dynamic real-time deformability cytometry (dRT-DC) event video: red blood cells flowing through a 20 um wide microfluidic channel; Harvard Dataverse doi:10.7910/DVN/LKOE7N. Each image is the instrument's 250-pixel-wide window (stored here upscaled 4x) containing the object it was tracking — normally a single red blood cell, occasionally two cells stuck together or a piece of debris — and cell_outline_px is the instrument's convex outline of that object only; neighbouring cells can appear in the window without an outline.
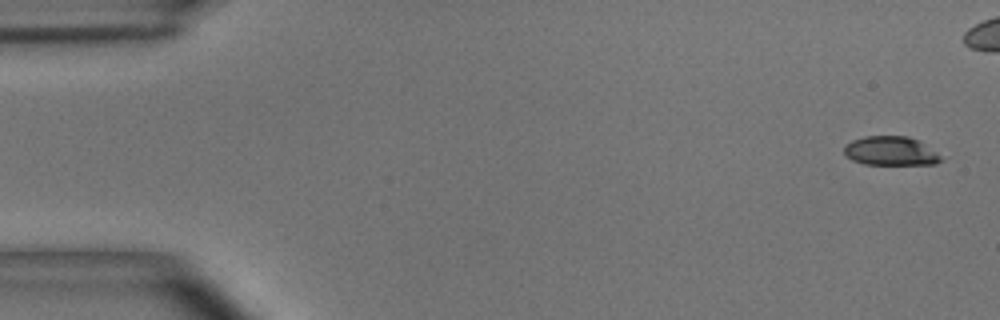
{"species": "common noctule bat (a hibernating species)", "species_latin": "Nyctalus noctula", "temperature_condition": "room temperature", "stored_images_in_passage": 7, "camera_frame_rate_fps": 3000, "um_per_image_px": 0.085, "animal": {"sex": "male", "body_mass_g": 15.6}, "frame": {"image": 1, "passage_image": 1, "time_ms": 0.0, "image_size_px": [1000, 320], "cell_outline_px": [[944, 160], [936, 164], [864, 164], [852, 160], [844, 152], [844, 148], [852, 140], [864, 136], [908, 136], [920, 140], [936, 152]], "centroid_in_image_um": [75.74, 12.83], "position_along_channel_um": 9.3, "area_um2": 16.36}}
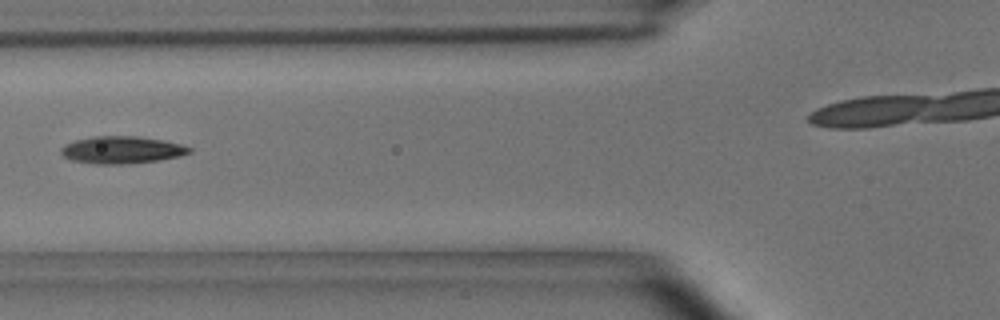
{"frame": {"image": 2, "passage_image": 6, "time_ms": 1.667, "image_size_px": [1000, 320], "cell_outline_px": [[192, 152], [180, 156], [160, 160], [120, 164], [96, 164], [72, 160], [64, 156], [60, 152], [60, 148], [64, 144], [76, 140], [92, 136], [136, 136], [164, 140], [180, 144], [192, 148]], "centroid_in_image_um": [10.35, 12.73], "position_along_channel_um": 115.5, "area_um2": 20.4}}